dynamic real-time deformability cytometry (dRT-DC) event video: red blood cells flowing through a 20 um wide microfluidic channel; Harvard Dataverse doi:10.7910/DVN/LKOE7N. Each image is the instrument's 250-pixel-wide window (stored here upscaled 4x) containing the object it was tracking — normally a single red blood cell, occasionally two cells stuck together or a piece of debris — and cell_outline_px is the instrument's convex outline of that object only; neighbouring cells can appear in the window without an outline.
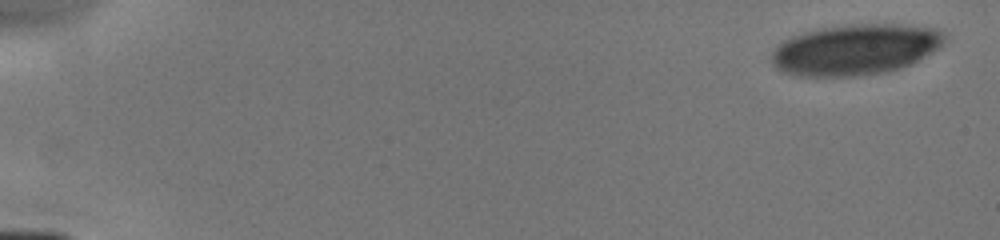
{"species": "human", "species_latin": "Homo sapiens", "temperature_condition": "cold", "stored_images_in_passage": 11, "camera_frame_rate_fps": 3000, "um_per_image_px": 0.085, "donor": {"sex": "male"}, "frame": {"image": 1, "passage_image": 1, "time_ms": 0.0, "image_size_px": [1000, 240], "cell_outline_px": [[944, 44], [940, 48], [912, 64], [888, 72], [856, 76], [796, 76], [784, 72], [776, 68], [772, 64], [772, 52], [784, 40], [792, 36], [804, 32], [820, 28], [856, 24], [900, 24], [940, 28], [944, 32]], "centroid_in_image_um": [72.75, 4.21], "position_along_channel_um": 12.2, "area_um2": 51.5}}
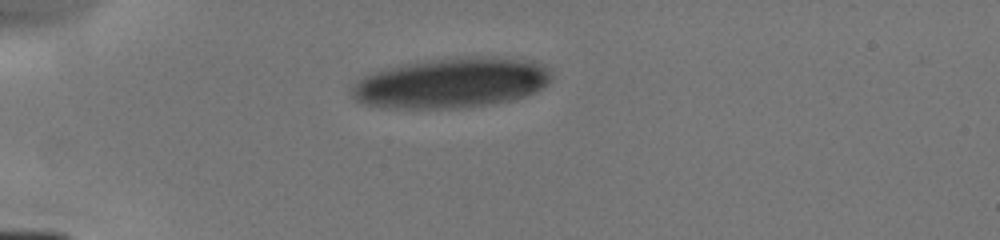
{"frame": {"image": 2, "passage_image": 5, "time_ms": 4.0, "image_size_px": [1000, 240], "cell_outline_px": [[552, 76], [540, 88], [524, 96], [512, 100], [492, 104], [456, 108], [384, 108], [364, 104], [356, 100], [352, 96], [352, 84], [356, 80], [368, 72], [416, 60], [476, 56], [496, 56], [536, 60]], "centroid_in_image_um": [38.28, 7.02], "position_along_channel_um": 46.7, "area_um2": 59.07}}
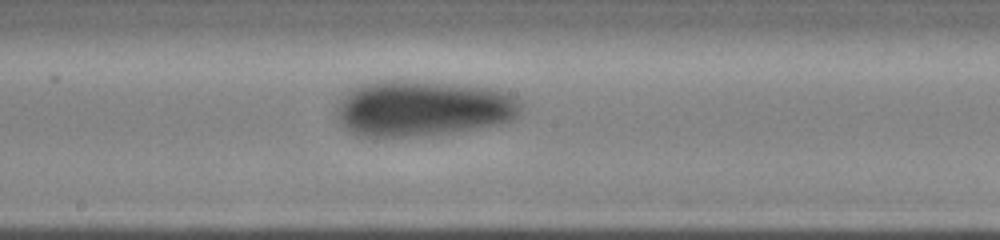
{"frame": {"image": 3, "passage_image": 11, "time_ms": 8.667, "image_size_px": [1000, 240], "cell_outline_px": [[520, 112], [512, 120], [500, 124], [448, 132], [408, 136], [364, 136], [352, 132], [336, 116], [336, 108], [340, 100], [352, 88], [360, 84], [372, 80], [428, 80], [496, 88], [508, 92], [516, 96], [520, 100]], "centroid_in_image_um": [35.97, 9.15], "position_along_channel_um": 212.2, "area_um2": 60.34}}